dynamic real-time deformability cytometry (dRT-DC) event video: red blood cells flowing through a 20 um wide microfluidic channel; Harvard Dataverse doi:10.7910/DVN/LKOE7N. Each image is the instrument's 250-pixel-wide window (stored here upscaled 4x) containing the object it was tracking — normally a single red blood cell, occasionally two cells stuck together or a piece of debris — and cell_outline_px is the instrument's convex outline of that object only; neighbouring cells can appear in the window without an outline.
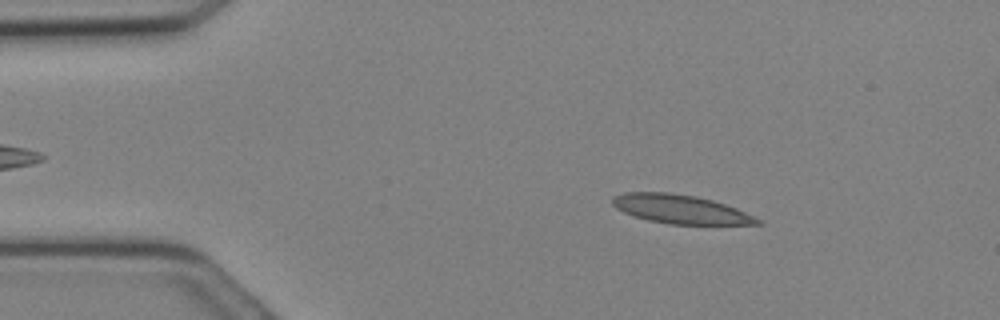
{"species": "Egyptian fruit bat (a non-hibernating species)", "species_latin": "Rousettus aegyptiacus", "temperature_condition": "cold", "stored_images_in_passage": 19, "camera_frame_rate_fps": 3000, "um_per_image_px": 0.085, "animal": {"sex": "female"}, "frame": {"image": 1, "passage_image": 4, "time_ms": 1.0, "image_size_px": [1000, 320], "cell_outline_px": [[764, 224], [668, 224], [648, 220], [624, 212], [616, 208], [612, 204], [612, 196], [624, 192], [668, 192], [696, 196], [712, 200], [736, 208], [764, 220]], "centroid_in_image_um": [57.85, 17.78], "position_along_channel_um": 27.1, "area_um2": 24.33}}
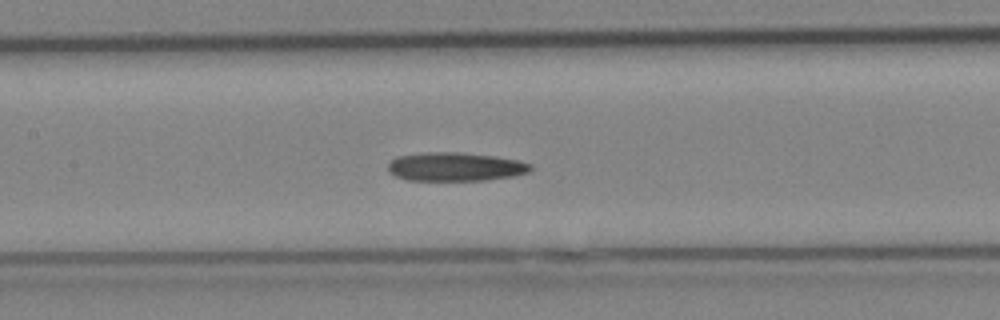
{"frame": {"image": 2, "passage_image": 13, "time_ms": 4.0, "image_size_px": [1000, 320], "cell_outline_px": [[532, 168], [528, 172], [516, 176], [484, 180], [408, 180], [396, 176], [388, 172], [388, 164], [396, 156], [424, 152], [460, 152], [496, 156], [520, 160], [532, 164]], "centroid_in_image_um": [38.72, 14.16], "position_along_channel_um": 168.7, "area_um2": 24.04}}
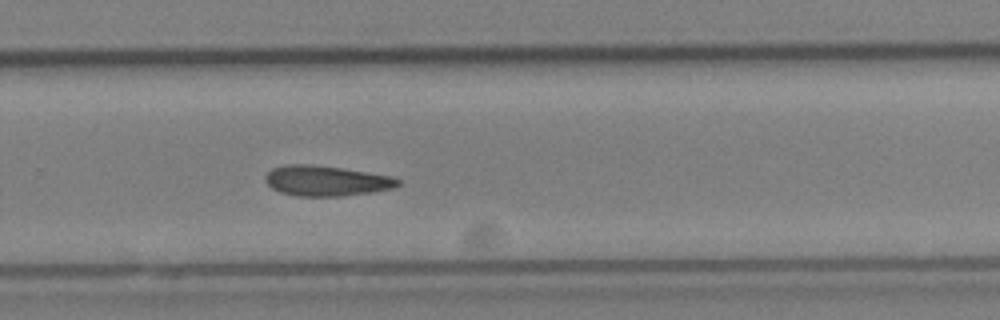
{"frame": {"image": 3, "passage_image": 19, "time_ms": 6.0, "image_size_px": [1000, 320], "cell_outline_px": [[400, 184], [392, 188], [372, 192], [340, 196], [296, 196], [280, 192], [272, 188], [264, 180], [264, 176], [272, 168], [284, 164], [312, 164], [340, 168], [392, 176], [400, 180]], "centroid_in_image_um": [27.69, 15.36], "position_along_channel_um": 302.1, "area_um2": 23.41}}